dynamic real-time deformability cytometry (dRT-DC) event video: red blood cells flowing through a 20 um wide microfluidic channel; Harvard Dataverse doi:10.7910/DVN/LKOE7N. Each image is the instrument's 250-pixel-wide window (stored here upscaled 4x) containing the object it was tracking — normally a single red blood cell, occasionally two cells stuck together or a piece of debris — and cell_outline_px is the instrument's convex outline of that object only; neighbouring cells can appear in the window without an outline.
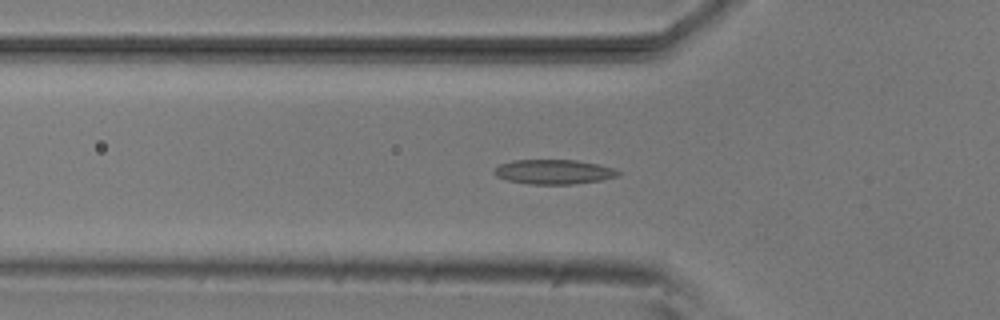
{"species": "common noctule bat (a hibernating species)", "species_latin": "Nyctalus noctula", "temperature_condition": "room temperature", "stored_images_in_passage": 46, "camera_frame_rate_fps": 3000, "um_per_image_px": 0.085, "animal": {"sex": "male", "body_mass_g": 20.5, "forearm_length_mm": 52.5}, "frame": {"image": 1, "passage_image": 17, "time_ms": 5.333, "image_size_px": [1000, 320], "cell_outline_px": [[620, 176], [600, 180], [572, 184], [532, 184], [508, 180], [496, 176], [492, 172], [500, 164], [512, 160], [576, 160], [596, 164], [612, 168], [620, 172]], "centroid_in_image_um": [47.05, 14.6], "position_along_channel_um": 78.7, "area_um2": 17.57}}
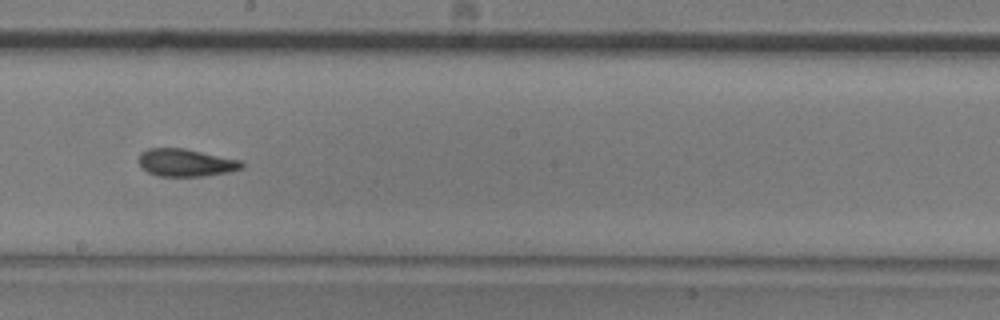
{"frame": {"image": 2, "passage_image": 29, "time_ms": 9.333, "image_size_px": [1000, 320], "cell_outline_px": [[244, 168], [228, 172], [204, 176], [160, 176], [148, 172], [140, 168], [140, 152], [148, 148], [184, 148], [244, 160]], "centroid_in_image_um": [15.84, 13.82], "position_along_channel_um": 232.4, "area_um2": 16.76}}
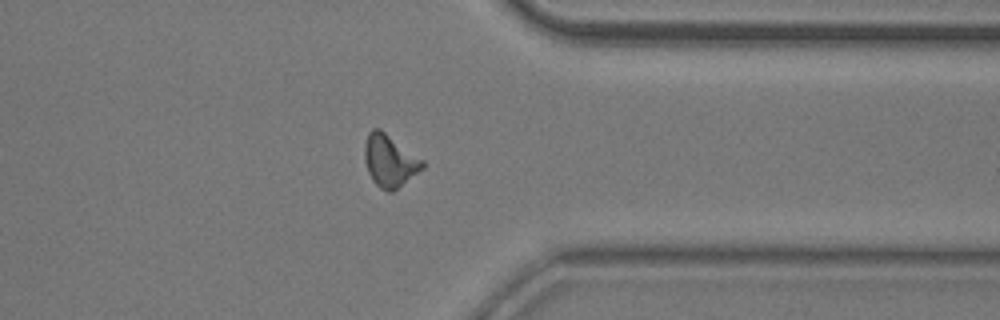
{"frame": {"image": 3, "passage_image": 41, "time_ms": 13.333, "image_size_px": [1000, 320], "cell_outline_px": [[424, 168], [392, 192], [388, 192], [380, 188], [372, 180], [368, 172], [364, 160], [364, 144], [368, 132], [372, 128], [380, 128], [424, 160]], "centroid_in_image_um": [33.11, 13.65], "position_along_channel_um": 378.3, "area_um2": 17.74}}